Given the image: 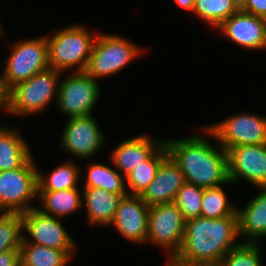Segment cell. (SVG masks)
I'll return each instance as SVG.
<instances>
[{"instance_id":"obj_32","label":"cell","mask_w":266,"mask_h":266,"mask_svg":"<svg viewBox=\"0 0 266 266\" xmlns=\"http://www.w3.org/2000/svg\"><path fill=\"white\" fill-rule=\"evenodd\" d=\"M0 266H21L20 250H8L0 254Z\"/></svg>"},{"instance_id":"obj_8","label":"cell","mask_w":266,"mask_h":266,"mask_svg":"<svg viewBox=\"0 0 266 266\" xmlns=\"http://www.w3.org/2000/svg\"><path fill=\"white\" fill-rule=\"evenodd\" d=\"M203 131L225 149L242 145L266 144V116L241 113L219 123L205 126Z\"/></svg>"},{"instance_id":"obj_23","label":"cell","mask_w":266,"mask_h":266,"mask_svg":"<svg viewBox=\"0 0 266 266\" xmlns=\"http://www.w3.org/2000/svg\"><path fill=\"white\" fill-rule=\"evenodd\" d=\"M74 254L28 242L20 246L21 266H66Z\"/></svg>"},{"instance_id":"obj_33","label":"cell","mask_w":266,"mask_h":266,"mask_svg":"<svg viewBox=\"0 0 266 266\" xmlns=\"http://www.w3.org/2000/svg\"><path fill=\"white\" fill-rule=\"evenodd\" d=\"M9 112L10 109V89L8 88L5 76L2 73L0 76V109Z\"/></svg>"},{"instance_id":"obj_5","label":"cell","mask_w":266,"mask_h":266,"mask_svg":"<svg viewBox=\"0 0 266 266\" xmlns=\"http://www.w3.org/2000/svg\"><path fill=\"white\" fill-rule=\"evenodd\" d=\"M143 51L124 37L98 33L85 72L96 80L117 74Z\"/></svg>"},{"instance_id":"obj_22","label":"cell","mask_w":266,"mask_h":266,"mask_svg":"<svg viewBox=\"0 0 266 266\" xmlns=\"http://www.w3.org/2000/svg\"><path fill=\"white\" fill-rule=\"evenodd\" d=\"M166 144L163 143L148 159L134 168L126 177L129 195L141 196L154 180L161 162L168 156Z\"/></svg>"},{"instance_id":"obj_12","label":"cell","mask_w":266,"mask_h":266,"mask_svg":"<svg viewBox=\"0 0 266 266\" xmlns=\"http://www.w3.org/2000/svg\"><path fill=\"white\" fill-rule=\"evenodd\" d=\"M228 179H244L256 188L266 187V144L227 149Z\"/></svg>"},{"instance_id":"obj_28","label":"cell","mask_w":266,"mask_h":266,"mask_svg":"<svg viewBox=\"0 0 266 266\" xmlns=\"http://www.w3.org/2000/svg\"><path fill=\"white\" fill-rule=\"evenodd\" d=\"M201 217L218 219L233 215L237 208L227 199L221 186L205 188L202 196Z\"/></svg>"},{"instance_id":"obj_38","label":"cell","mask_w":266,"mask_h":266,"mask_svg":"<svg viewBox=\"0 0 266 266\" xmlns=\"http://www.w3.org/2000/svg\"><path fill=\"white\" fill-rule=\"evenodd\" d=\"M265 23V35H266V17L263 18Z\"/></svg>"},{"instance_id":"obj_2","label":"cell","mask_w":266,"mask_h":266,"mask_svg":"<svg viewBox=\"0 0 266 266\" xmlns=\"http://www.w3.org/2000/svg\"><path fill=\"white\" fill-rule=\"evenodd\" d=\"M237 211L218 219L197 217L185 222L184 239L174 257L188 263L220 264L225 255L241 242Z\"/></svg>"},{"instance_id":"obj_21","label":"cell","mask_w":266,"mask_h":266,"mask_svg":"<svg viewBox=\"0 0 266 266\" xmlns=\"http://www.w3.org/2000/svg\"><path fill=\"white\" fill-rule=\"evenodd\" d=\"M82 193L78 187L65 190H38L37 198H40L42 213L57 218H65L75 213L82 205Z\"/></svg>"},{"instance_id":"obj_16","label":"cell","mask_w":266,"mask_h":266,"mask_svg":"<svg viewBox=\"0 0 266 266\" xmlns=\"http://www.w3.org/2000/svg\"><path fill=\"white\" fill-rule=\"evenodd\" d=\"M185 183L181 168L168 155L161 162L154 180L141 195V198L148 206L174 202L179 189Z\"/></svg>"},{"instance_id":"obj_19","label":"cell","mask_w":266,"mask_h":266,"mask_svg":"<svg viewBox=\"0 0 266 266\" xmlns=\"http://www.w3.org/2000/svg\"><path fill=\"white\" fill-rule=\"evenodd\" d=\"M82 195V200H85L82 206L86 207L88 222L92 225L109 226L120 200L128 194H114L100 188L84 187Z\"/></svg>"},{"instance_id":"obj_37","label":"cell","mask_w":266,"mask_h":266,"mask_svg":"<svg viewBox=\"0 0 266 266\" xmlns=\"http://www.w3.org/2000/svg\"><path fill=\"white\" fill-rule=\"evenodd\" d=\"M3 34H4V32L2 30V26H1V23H0V36L3 35Z\"/></svg>"},{"instance_id":"obj_9","label":"cell","mask_w":266,"mask_h":266,"mask_svg":"<svg viewBox=\"0 0 266 266\" xmlns=\"http://www.w3.org/2000/svg\"><path fill=\"white\" fill-rule=\"evenodd\" d=\"M148 219L147 242L165 249L168 258L175 257L184 239L186 221L182 212L174 202L152 205Z\"/></svg>"},{"instance_id":"obj_36","label":"cell","mask_w":266,"mask_h":266,"mask_svg":"<svg viewBox=\"0 0 266 266\" xmlns=\"http://www.w3.org/2000/svg\"><path fill=\"white\" fill-rule=\"evenodd\" d=\"M232 3L236 7V9L239 11L245 7L246 0H232Z\"/></svg>"},{"instance_id":"obj_4","label":"cell","mask_w":266,"mask_h":266,"mask_svg":"<svg viewBox=\"0 0 266 266\" xmlns=\"http://www.w3.org/2000/svg\"><path fill=\"white\" fill-rule=\"evenodd\" d=\"M61 72L48 68L10 90L9 114L25 116L42 112L54 98L57 101Z\"/></svg>"},{"instance_id":"obj_15","label":"cell","mask_w":266,"mask_h":266,"mask_svg":"<svg viewBox=\"0 0 266 266\" xmlns=\"http://www.w3.org/2000/svg\"><path fill=\"white\" fill-rule=\"evenodd\" d=\"M216 29L248 50L266 48L265 23L262 17L239 10Z\"/></svg>"},{"instance_id":"obj_29","label":"cell","mask_w":266,"mask_h":266,"mask_svg":"<svg viewBox=\"0 0 266 266\" xmlns=\"http://www.w3.org/2000/svg\"><path fill=\"white\" fill-rule=\"evenodd\" d=\"M203 191L204 188L187 182L179 189L174 203L185 221L201 217Z\"/></svg>"},{"instance_id":"obj_13","label":"cell","mask_w":266,"mask_h":266,"mask_svg":"<svg viewBox=\"0 0 266 266\" xmlns=\"http://www.w3.org/2000/svg\"><path fill=\"white\" fill-rule=\"evenodd\" d=\"M103 134L92 114L68 118L60 145L75 157L90 159L102 148Z\"/></svg>"},{"instance_id":"obj_3","label":"cell","mask_w":266,"mask_h":266,"mask_svg":"<svg viewBox=\"0 0 266 266\" xmlns=\"http://www.w3.org/2000/svg\"><path fill=\"white\" fill-rule=\"evenodd\" d=\"M98 32H88L83 25L74 24L61 29L55 35L46 36L48 63L61 73L66 70L85 72Z\"/></svg>"},{"instance_id":"obj_31","label":"cell","mask_w":266,"mask_h":266,"mask_svg":"<svg viewBox=\"0 0 266 266\" xmlns=\"http://www.w3.org/2000/svg\"><path fill=\"white\" fill-rule=\"evenodd\" d=\"M243 12L258 16L266 17V0H246Z\"/></svg>"},{"instance_id":"obj_14","label":"cell","mask_w":266,"mask_h":266,"mask_svg":"<svg viewBox=\"0 0 266 266\" xmlns=\"http://www.w3.org/2000/svg\"><path fill=\"white\" fill-rule=\"evenodd\" d=\"M149 206L141 196L126 195L120 200L112 223L129 242L145 243L148 234Z\"/></svg>"},{"instance_id":"obj_24","label":"cell","mask_w":266,"mask_h":266,"mask_svg":"<svg viewBox=\"0 0 266 266\" xmlns=\"http://www.w3.org/2000/svg\"><path fill=\"white\" fill-rule=\"evenodd\" d=\"M102 163L90 164L85 173L83 187L104 189L114 194H128L125 177L116 169Z\"/></svg>"},{"instance_id":"obj_35","label":"cell","mask_w":266,"mask_h":266,"mask_svg":"<svg viewBox=\"0 0 266 266\" xmlns=\"http://www.w3.org/2000/svg\"><path fill=\"white\" fill-rule=\"evenodd\" d=\"M196 0H175L178 6L192 12Z\"/></svg>"},{"instance_id":"obj_20","label":"cell","mask_w":266,"mask_h":266,"mask_svg":"<svg viewBox=\"0 0 266 266\" xmlns=\"http://www.w3.org/2000/svg\"><path fill=\"white\" fill-rule=\"evenodd\" d=\"M30 150L17 129L0 127V171L23 167L33 157Z\"/></svg>"},{"instance_id":"obj_1","label":"cell","mask_w":266,"mask_h":266,"mask_svg":"<svg viewBox=\"0 0 266 266\" xmlns=\"http://www.w3.org/2000/svg\"><path fill=\"white\" fill-rule=\"evenodd\" d=\"M203 136L165 139L164 143L168 154L181 168L187 183L204 189L232 183L228 179L226 150L218 141L214 146Z\"/></svg>"},{"instance_id":"obj_27","label":"cell","mask_w":266,"mask_h":266,"mask_svg":"<svg viewBox=\"0 0 266 266\" xmlns=\"http://www.w3.org/2000/svg\"><path fill=\"white\" fill-rule=\"evenodd\" d=\"M23 234L22 213L0 212V254L8 250H20Z\"/></svg>"},{"instance_id":"obj_17","label":"cell","mask_w":266,"mask_h":266,"mask_svg":"<svg viewBox=\"0 0 266 266\" xmlns=\"http://www.w3.org/2000/svg\"><path fill=\"white\" fill-rule=\"evenodd\" d=\"M164 140L151 139L148 135L129 138L112 151L111 162L114 167L126 177L134 168L148 159Z\"/></svg>"},{"instance_id":"obj_10","label":"cell","mask_w":266,"mask_h":266,"mask_svg":"<svg viewBox=\"0 0 266 266\" xmlns=\"http://www.w3.org/2000/svg\"><path fill=\"white\" fill-rule=\"evenodd\" d=\"M100 88L97 80L86 72H73L60 80L58 109L68 118L90 115L100 98Z\"/></svg>"},{"instance_id":"obj_6","label":"cell","mask_w":266,"mask_h":266,"mask_svg":"<svg viewBox=\"0 0 266 266\" xmlns=\"http://www.w3.org/2000/svg\"><path fill=\"white\" fill-rule=\"evenodd\" d=\"M38 168L33 157L21 168L0 171V212L23 213L32 208L37 199Z\"/></svg>"},{"instance_id":"obj_34","label":"cell","mask_w":266,"mask_h":266,"mask_svg":"<svg viewBox=\"0 0 266 266\" xmlns=\"http://www.w3.org/2000/svg\"><path fill=\"white\" fill-rule=\"evenodd\" d=\"M167 263L166 266H221L215 263H188L175 259L174 257L169 258Z\"/></svg>"},{"instance_id":"obj_11","label":"cell","mask_w":266,"mask_h":266,"mask_svg":"<svg viewBox=\"0 0 266 266\" xmlns=\"http://www.w3.org/2000/svg\"><path fill=\"white\" fill-rule=\"evenodd\" d=\"M23 235L22 242L33 243L62 250L64 252H76L77 245L73 238L63 227L60 218L42 213L38 208H32L22 213ZM30 237V238H29Z\"/></svg>"},{"instance_id":"obj_25","label":"cell","mask_w":266,"mask_h":266,"mask_svg":"<svg viewBox=\"0 0 266 266\" xmlns=\"http://www.w3.org/2000/svg\"><path fill=\"white\" fill-rule=\"evenodd\" d=\"M80 168L72 161H66L58 165L48 175L38 170V190H65L77 188L80 179Z\"/></svg>"},{"instance_id":"obj_18","label":"cell","mask_w":266,"mask_h":266,"mask_svg":"<svg viewBox=\"0 0 266 266\" xmlns=\"http://www.w3.org/2000/svg\"><path fill=\"white\" fill-rule=\"evenodd\" d=\"M260 193L252 197L242 209L237 208L239 236L242 243H258L266 238V187L258 188Z\"/></svg>"},{"instance_id":"obj_30","label":"cell","mask_w":266,"mask_h":266,"mask_svg":"<svg viewBox=\"0 0 266 266\" xmlns=\"http://www.w3.org/2000/svg\"><path fill=\"white\" fill-rule=\"evenodd\" d=\"M258 243H240L222 259L221 266H261V250Z\"/></svg>"},{"instance_id":"obj_7","label":"cell","mask_w":266,"mask_h":266,"mask_svg":"<svg viewBox=\"0 0 266 266\" xmlns=\"http://www.w3.org/2000/svg\"><path fill=\"white\" fill-rule=\"evenodd\" d=\"M5 60L3 74L11 90L18 83L27 81L35 74L48 69V43L45 36L17 41Z\"/></svg>"},{"instance_id":"obj_26","label":"cell","mask_w":266,"mask_h":266,"mask_svg":"<svg viewBox=\"0 0 266 266\" xmlns=\"http://www.w3.org/2000/svg\"><path fill=\"white\" fill-rule=\"evenodd\" d=\"M237 11L232 0H196L192 10L193 14H196L214 29Z\"/></svg>"}]
</instances>
